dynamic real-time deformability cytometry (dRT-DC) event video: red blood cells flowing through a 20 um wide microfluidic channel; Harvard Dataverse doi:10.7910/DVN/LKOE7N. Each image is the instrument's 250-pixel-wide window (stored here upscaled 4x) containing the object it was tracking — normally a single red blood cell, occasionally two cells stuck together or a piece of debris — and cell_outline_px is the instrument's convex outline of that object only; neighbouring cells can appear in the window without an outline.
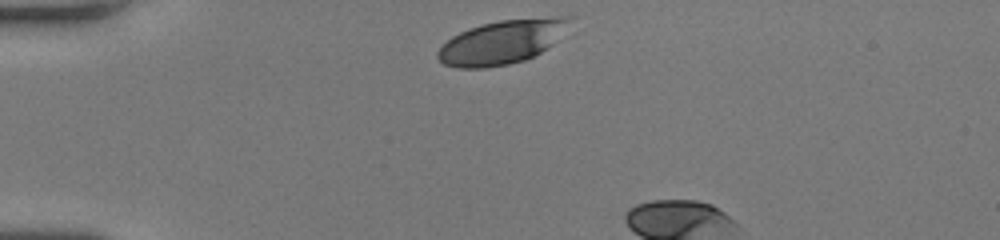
{"species": "human", "species_latin": "Homo sapiens", "temperature_condition": "room temperature", "stored_images_in_passage": 4, "camera_frame_rate_fps": 3000, "um_per_image_px": 0.085, "donor": {"sex": "female"}, "frame": {"image": 1, "passage_image": 1, "time_ms": 0.0, "image_size_px": [1000, 240], "cell_outline_px": [[576, 16], [552, 44], [540, 52], [524, 60], [508, 64], [484, 68], [456, 68], [444, 64], [436, 56], [436, 52], [452, 36], [468, 28], [480, 24], [500, 20], [552, 16]], "centroid_in_image_um": [42.66, 3.55], "position_along_channel_um": 42.3, "area_um2": 33.64}}